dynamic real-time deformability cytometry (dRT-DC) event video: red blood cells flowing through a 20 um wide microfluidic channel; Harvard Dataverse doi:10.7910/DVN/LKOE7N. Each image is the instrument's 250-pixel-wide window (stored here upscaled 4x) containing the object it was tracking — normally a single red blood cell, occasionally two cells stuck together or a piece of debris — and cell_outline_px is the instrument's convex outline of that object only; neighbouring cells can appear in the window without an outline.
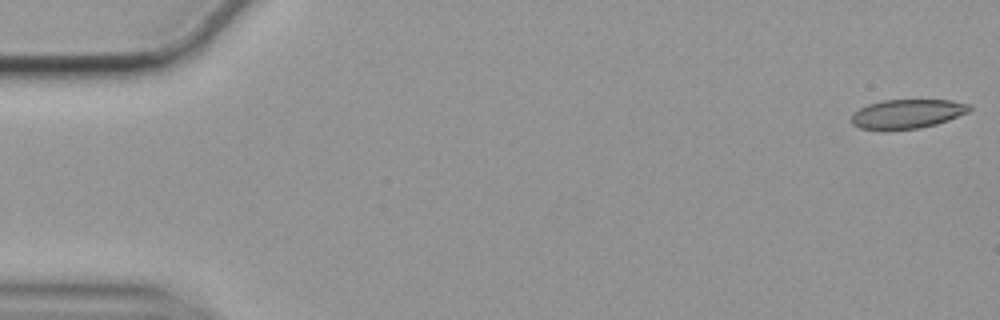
{"species": "common noctule bat (a hibernating species)", "species_latin": "Nyctalus noctula", "temperature_condition": "cold", "stored_images_in_passage": 57, "camera_frame_rate_fps": 3000, "um_per_image_px": 0.085, "animal": {"sex": "female", "body_mass_g": 19.9}, "frame": {"image": 1, "passage_image": 1, "time_ms": 0.0, "image_size_px": [1000, 320], "cell_outline_px": [[972, 108], [968, 112], [948, 120], [936, 124], [920, 128], [860, 128], [852, 124], [852, 112], [868, 104], [884, 100], [952, 100], [968, 104]], "centroid_in_image_um": [77.13, 9.65], "position_along_channel_um": 7.9, "area_um2": 19.59}}
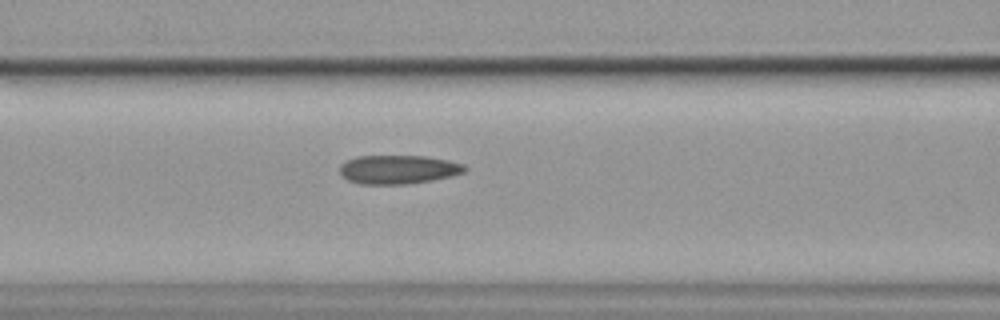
{"frame": {"image": 2, "passage_image": 23, "time_ms": 7.333, "image_size_px": [1000, 320], "cell_outline_px": [[468, 168], [464, 172], [432, 180], [404, 184], [360, 184], [348, 180], [340, 172], [340, 164], [356, 156], [424, 156], [448, 160], [464, 164]], "centroid_in_image_um": [33.84, 14.4], "position_along_channel_um": 132.8, "area_um2": 20.81}}
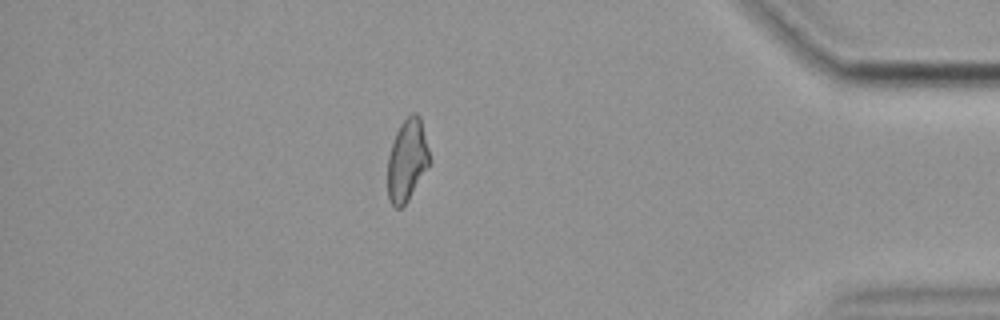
{"frame": {"image": 3, "passage_image": 49, "time_ms": 16.0, "image_size_px": [1000, 320], "cell_outline_px": [[428, 164], [408, 200], [400, 208], [396, 208], [388, 200], [388, 156], [396, 132], [400, 124], [412, 112], [416, 112], [420, 116], [428, 148]], "centroid_in_image_um": [34.57, 13.59], "position_along_channel_um": 400.6, "area_um2": 19.48}, "authors_computed_cell_mechanics": {"area_um2": 20.6346, "velocity_mm_per_s": 3.5375, "shape_relaxation_time_tau1_ms": null, "shape_relaxation_time_tau2_ms": 3.3124, "deformation_change_tau1": null, "deformation_change_tau2": 0.116}}